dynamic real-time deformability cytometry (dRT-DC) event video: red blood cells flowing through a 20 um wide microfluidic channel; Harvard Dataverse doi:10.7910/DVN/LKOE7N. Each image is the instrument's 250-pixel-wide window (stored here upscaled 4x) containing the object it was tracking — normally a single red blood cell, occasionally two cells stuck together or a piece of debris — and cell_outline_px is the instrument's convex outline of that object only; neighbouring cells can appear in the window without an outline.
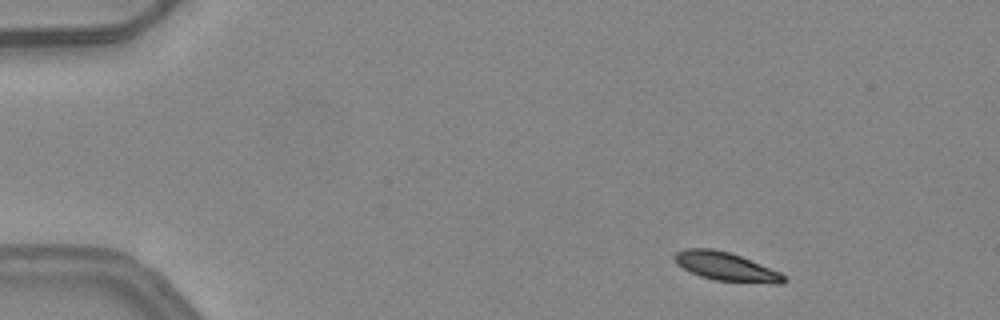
{"species": "common noctule bat (a hibernating species)", "species_latin": "Nyctalus noctula", "temperature_condition": "warm", "stored_images_in_passage": 3, "camera_frame_rate_fps": 3000, "um_per_image_px": 0.085, "animal": {"sex": "female", "body_mass_g": 24.6, "forearm_length_mm": 56.2}, "frame": {"image": 1, "passage_image": 1, "time_ms": 0.0, "image_size_px": [1000, 320], "cell_outline_px": [[788, 280], [784, 284], [776, 284], [716, 280], [700, 276], [676, 264], [676, 252], [684, 248], [712, 248], [732, 252], [780, 272], [788, 276]], "centroid_in_image_um": [61.79, 22.66], "position_along_channel_um": 23.2, "area_um2": 18.32}}
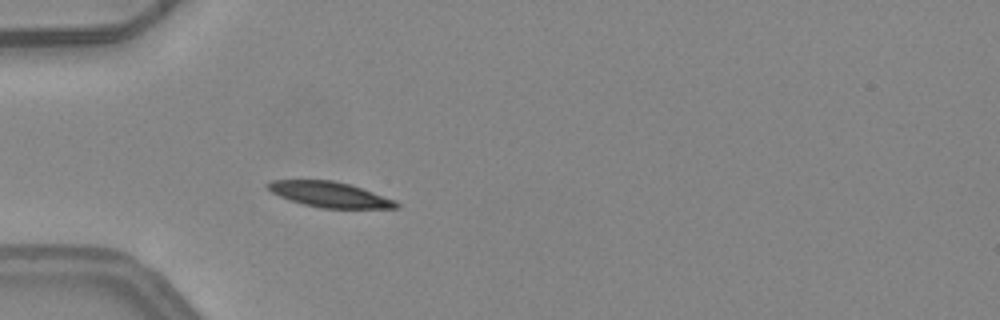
{"frame": {"image": 2, "passage_image": 3, "time_ms": 0.667, "image_size_px": [1000, 320], "cell_outline_px": [[400, 208], [320, 208], [288, 200], [272, 192], [264, 184], [272, 180], [332, 180], [348, 184], [396, 200], [400, 204]], "centroid_in_image_um": [28.01, 16.54], "position_along_channel_um": 57.0, "area_um2": 18.9}}